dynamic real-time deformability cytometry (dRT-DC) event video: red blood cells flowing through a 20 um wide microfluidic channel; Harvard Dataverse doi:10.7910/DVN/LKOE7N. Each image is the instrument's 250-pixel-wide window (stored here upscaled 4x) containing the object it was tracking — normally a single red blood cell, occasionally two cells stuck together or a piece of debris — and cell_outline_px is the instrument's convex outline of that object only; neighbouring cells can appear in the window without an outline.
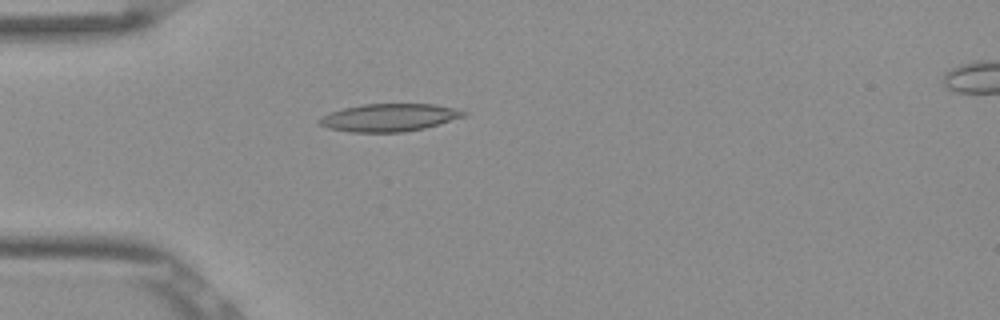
{"species": "Egyptian fruit bat (a non-hibernating species)", "species_latin": "Rousettus aegyptiacus", "temperature_condition": "room temperature", "stored_images_in_passage": 29, "camera_frame_rate_fps": 3000, "um_per_image_px": 0.085, "frame": {"image": 1, "passage_image": 1, "time_ms": 0.0, "image_size_px": [1000, 320], "cell_outline_px": [[468, 116], [424, 128], [404, 132], [352, 132], [328, 128], [320, 124], [316, 120], [328, 112], [344, 108], [364, 104], [436, 104], [456, 108], [468, 112]], "centroid_in_image_um": [33.11, 9.98], "position_along_channel_um": 51.9, "area_um2": 23.47}}
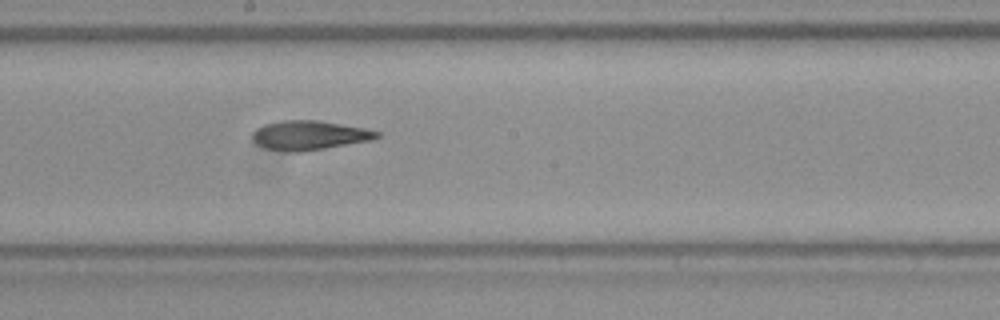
{"frame": {"image": 2, "passage_image": 15, "time_ms": 4.667, "image_size_px": [1000, 320], "cell_outline_px": [[380, 136], [372, 140], [300, 152], [284, 152], [264, 148], [256, 144], [252, 140], [252, 132], [256, 128], [264, 124], [280, 120], [320, 120], [364, 128], [380, 132]], "centroid_in_image_um": [26.24, 11.5], "position_along_channel_um": 222.0, "area_um2": 21.44}}
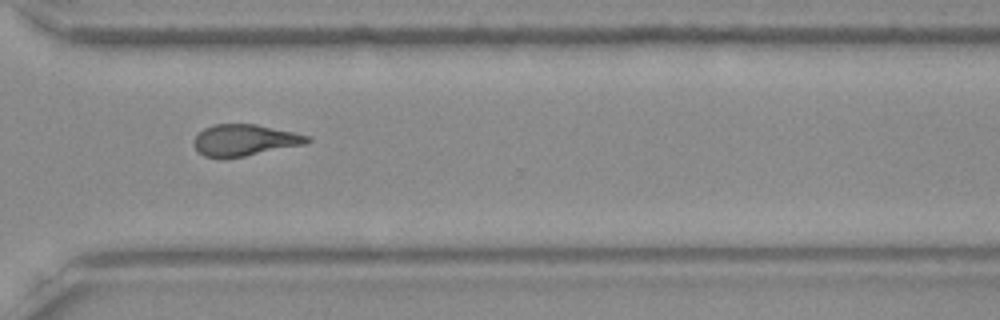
{"frame": {"image": 3, "passage_image": 25, "time_ms": 8.0, "image_size_px": [1000, 320], "cell_outline_px": [[312, 140], [304, 144], [224, 160], [220, 160], [204, 156], [196, 152], [192, 144], [192, 140], [204, 128], [212, 124], [256, 124], [312, 136]], "centroid_in_image_um": [20.72, 11.93], "position_along_channel_um": 349.9, "area_um2": 21.21}, "authors_computed_cell_mechanics": {"area_um2": 21.1548, "velocity_mm_per_s": 3.8544, "shape_relaxation_time_tau1_ms": null, "shape_relaxation_time_tau2_ms": 1.8341, "deformation_change_tau1": null, "deformation_change_tau2": 0.1093}}